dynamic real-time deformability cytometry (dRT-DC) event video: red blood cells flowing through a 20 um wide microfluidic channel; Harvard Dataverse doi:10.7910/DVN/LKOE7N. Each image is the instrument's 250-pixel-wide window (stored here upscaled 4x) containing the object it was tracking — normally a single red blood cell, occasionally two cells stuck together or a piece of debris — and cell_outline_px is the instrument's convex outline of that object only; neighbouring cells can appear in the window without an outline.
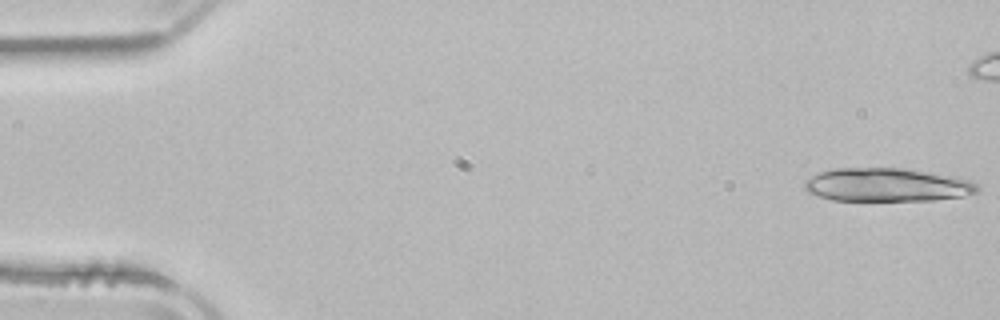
{"species": "common noctule bat (a hibernating species)", "species_latin": "Nyctalus noctula", "temperature_condition": "room temperature", "stored_images_in_passage": 34, "segment_of_instrument_passage": [1, 2], "camera_frame_rate_fps": 3000, "um_per_image_px": 0.085, "animal": {"sex": "male", "body_mass_g": 21.5, "forearm_length_mm": 52.0}, "frame": {"image": 1, "passage_image": 1, "time_ms": 0.0, "image_size_px": [1000, 320], "cell_outline_px": [[980, 192], [964, 196], [932, 200], [832, 200], [808, 192], [804, 188], [804, 180], [820, 172], [836, 168], [904, 168], [952, 176], [972, 180], [980, 188]], "centroid_in_image_um": [75.42, 15.71], "position_along_channel_um": 9.6, "area_um2": 33.64}}